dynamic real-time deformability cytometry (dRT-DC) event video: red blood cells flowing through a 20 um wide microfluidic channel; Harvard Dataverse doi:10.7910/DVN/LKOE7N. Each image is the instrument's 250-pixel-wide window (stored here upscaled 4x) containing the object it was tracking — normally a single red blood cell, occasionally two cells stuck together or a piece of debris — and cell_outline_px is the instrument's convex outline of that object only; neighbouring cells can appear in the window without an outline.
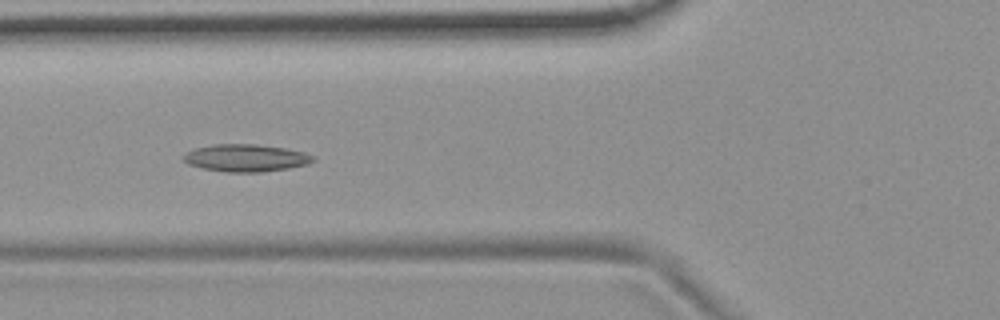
{"species": "common noctule bat (a hibernating species)", "species_latin": "Nyctalus noctula", "temperature_condition": "room temperature", "stored_images_in_passage": 8, "camera_frame_rate_fps": 3000, "um_per_image_px": 0.085, "animal": {"sex": "female", "body_mass_g": 19.9}, "frame": {"image": 1, "passage_image": 4, "time_ms": 3.333, "image_size_px": [1000, 320], "cell_outline_px": [[316, 160], [308, 164], [288, 168], [260, 172], [224, 172], [204, 168], [188, 164], [180, 156], [196, 148], [216, 144], [256, 144], [288, 148], [304, 152], [316, 156]], "centroid_in_image_um": [20.94, 13.42], "position_along_channel_um": 104.9, "area_um2": 20.75}}
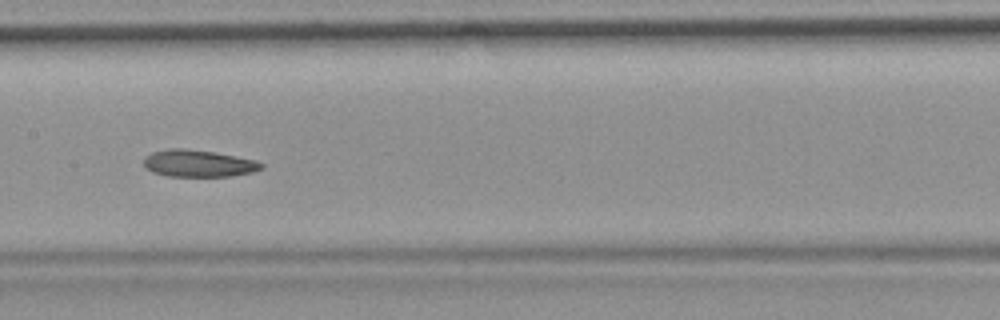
{"frame": {"image": 2, "passage_image": 6, "time_ms": 5.667, "image_size_px": [1000, 320], "cell_outline_px": [[264, 168], [252, 172], [232, 176], [168, 176], [152, 172], [144, 164], [144, 156], [152, 152], [168, 148], [184, 148], [216, 152], [256, 160], [264, 164]], "centroid_in_image_um": [16.88, 13.88], "position_along_channel_um": 190.5, "area_um2": 18.61}}
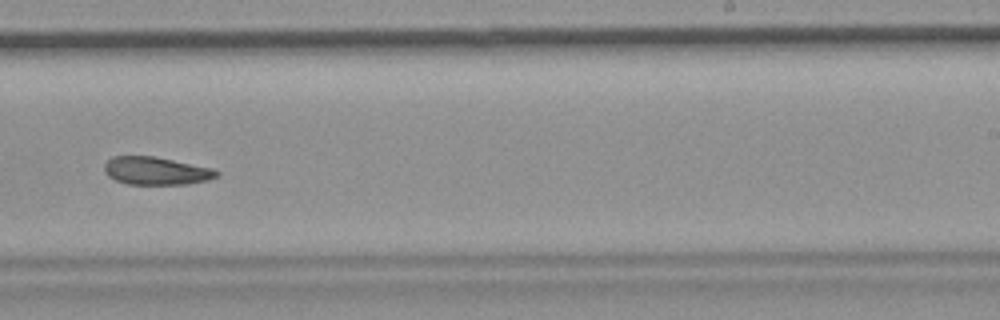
{"frame": {"image": 3, "passage_image": 8, "time_ms": 8.0, "image_size_px": [1000, 320], "cell_outline_px": [[220, 172], [216, 176], [208, 180], [188, 184], [128, 184], [116, 180], [108, 176], [104, 172], [104, 164], [112, 156], [156, 156], [212, 168]], "centroid_in_image_um": [13.25, 14.51], "position_along_channel_um": 275.7, "area_um2": 18.26}}